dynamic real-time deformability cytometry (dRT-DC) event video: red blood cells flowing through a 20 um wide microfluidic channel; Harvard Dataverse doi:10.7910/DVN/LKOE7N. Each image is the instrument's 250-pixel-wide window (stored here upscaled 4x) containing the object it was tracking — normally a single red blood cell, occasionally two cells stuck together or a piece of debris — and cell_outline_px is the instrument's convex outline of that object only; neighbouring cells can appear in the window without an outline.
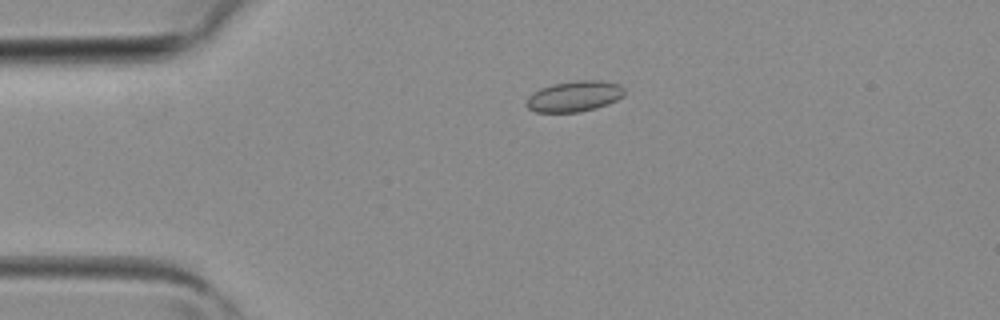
{"species": "common noctule bat (a hibernating species)", "species_latin": "Nyctalus noctula", "temperature_condition": "room temperature", "stored_images_in_passage": 3, "camera_frame_rate_fps": 3000, "um_per_image_px": 0.085, "animal": {"sex": "female", "body_mass_g": 19.3, "forearm_length_mm": 54.1}, "frame": {"image": 1, "passage_image": 1, "time_ms": 0.0, "image_size_px": [1000, 320], "cell_outline_px": [[624, 96], [608, 104], [596, 108], [580, 112], [536, 112], [528, 108], [524, 104], [528, 96], [532, 92], [540, 88], [552, 84], [576, 80], [596, 80], [620, 84], [624, 88]], "centroid_in_image_um": [48.8, 8.18], "position_along_channel_um": 36.2, "area_um2": 17.74}}
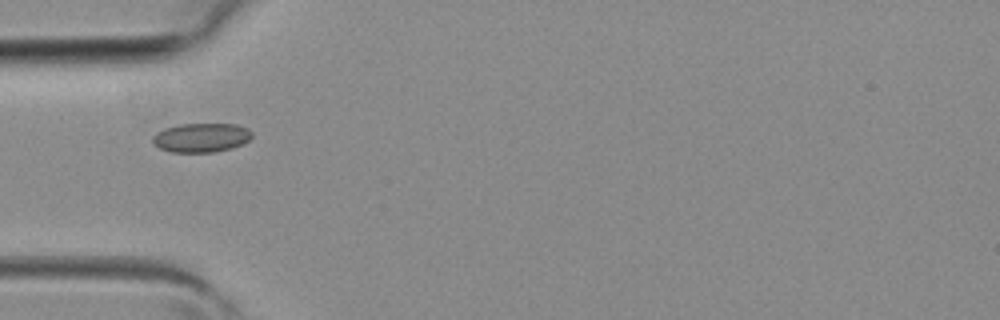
{"frame": {"image": 2, "passage_image": 2, "time_ms": 0.333, "image_size_px": [1000, 320], "cell_outline_px": [[252, 136], [244, 144], [232, 148], [212, 152], [172, 152], [160, 148], [152, 140], [152, 136], [156, 132], [164, 128], [180, 124], [236, 124], [248, 128], [252, 132]], "centroid_in_image_um": [17.12, 11.69], "position_along_channel_um": 67.9, "area_um2": 16.88}}
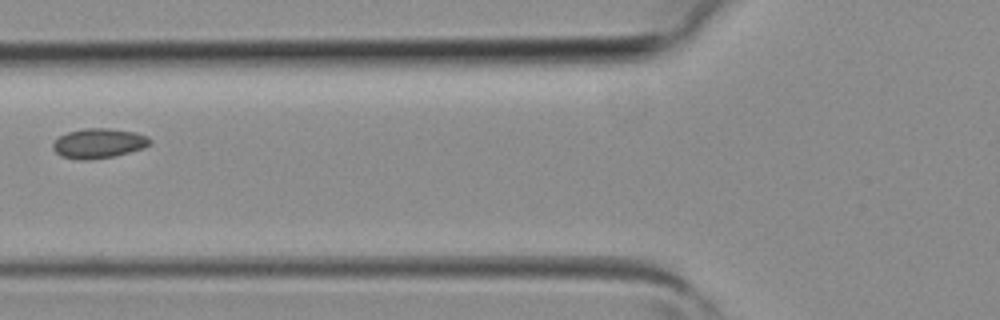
{"frame": {"image": 3, "passage_image": 3, "time_ms": 0.667, "image_size_px": [1000, 320], "cell_outline_px": [[152, 144], [144, 148], [116, 156], [92, 160], [76, 160], [60, 156], [52, 148], [52, 144], [60, 136], [68, 132], [84, 128], [108, 128], [136, 132], [148, 136], [152, 140]], "centroid_in_image_um": [8.42, 12.19], "position_along_channel_um": 117.4, "area_um2": 17.17}}